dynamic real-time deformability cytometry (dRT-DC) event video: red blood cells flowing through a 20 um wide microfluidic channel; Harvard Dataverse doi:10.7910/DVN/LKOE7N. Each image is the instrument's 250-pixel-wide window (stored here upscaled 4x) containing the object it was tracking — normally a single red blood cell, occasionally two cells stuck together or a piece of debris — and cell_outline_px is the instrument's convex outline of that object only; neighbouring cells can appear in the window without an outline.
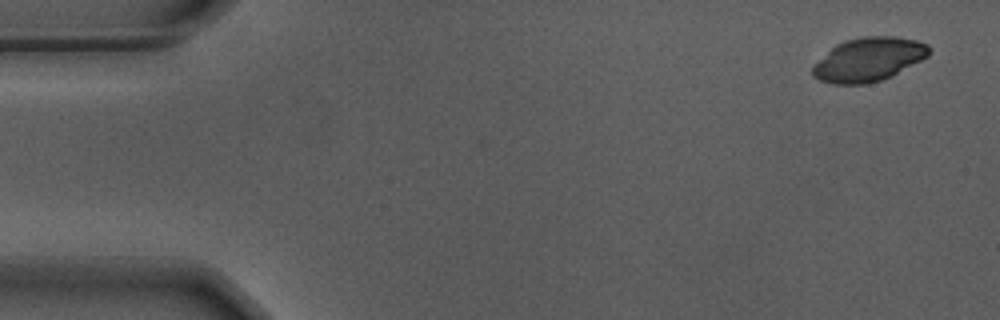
{"species": "Egyptian fruit bat (a non-hibernating species)", "species_latin": "Rousettus aegyptiacus", "temperature_condition": "warm", "stored_images_in_passage": 53, "camera_frame_rate_fps": 3000, "um_per_image_px": 0.085, "animal": {"sex": "male"}, "frame": {"image": 1, "passage_image": 1, "time_ms": 0.0, "image_size_px": [1000, 320], "cell_outline_px": [[932, 48], [928, 56], [892, 76], [880, 80], [864, 84], [832, 84], [820, 80], [812, 76], [812, 68], [836, 44], [844, 40], [864, 36], [896, 36], [916, 40], [928, 44]], "centroid_in_image_um": [73.86, 5.04], "position_along_channel_um": 11.1, "area_um2": 29.54}}